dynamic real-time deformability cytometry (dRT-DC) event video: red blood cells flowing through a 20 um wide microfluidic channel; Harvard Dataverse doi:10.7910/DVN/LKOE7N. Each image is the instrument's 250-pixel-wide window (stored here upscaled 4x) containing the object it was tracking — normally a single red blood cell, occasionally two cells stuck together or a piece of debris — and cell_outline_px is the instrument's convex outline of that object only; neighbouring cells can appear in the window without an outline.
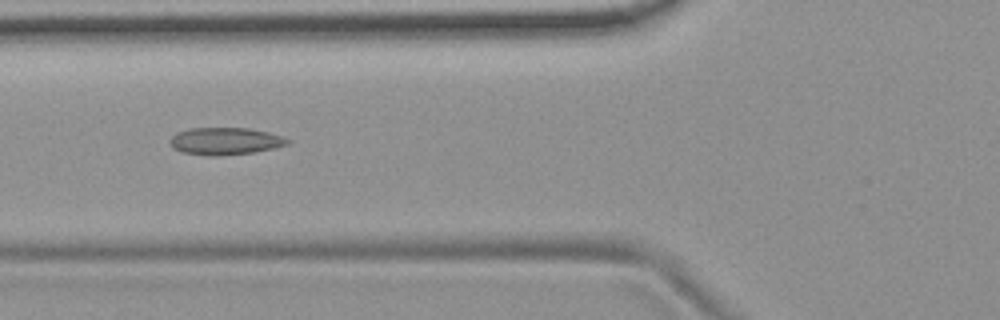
{"species": "common noctule bat (a hibernating species)", "species_latin": "Nyctalus noctula", "temperature_condition": "room temperature", "stored_images_in_passage": 5, "camera_frame_rate_fps": 3000, "um_per_image_px": 0.085, "animal": {"sex": "female", "body_mass_g": 19.9}, "frame": {"image": 1, "passage_image": 5, "time_ms": 1.333, "image_size_px": [1000, 320], "cell_outline_px": [[292, 140], [288, 144], [272, 148], [252, 152], [216, 156], [208, 156], [180, 152], [172, 148], [172, 136], [176, 132], [188, 128], [248, 128], [268, 132]], "centroid_in_image_um": [19.11, 11.99], "position_along_channel_um": 106.7, "area_um2": 18.55}}